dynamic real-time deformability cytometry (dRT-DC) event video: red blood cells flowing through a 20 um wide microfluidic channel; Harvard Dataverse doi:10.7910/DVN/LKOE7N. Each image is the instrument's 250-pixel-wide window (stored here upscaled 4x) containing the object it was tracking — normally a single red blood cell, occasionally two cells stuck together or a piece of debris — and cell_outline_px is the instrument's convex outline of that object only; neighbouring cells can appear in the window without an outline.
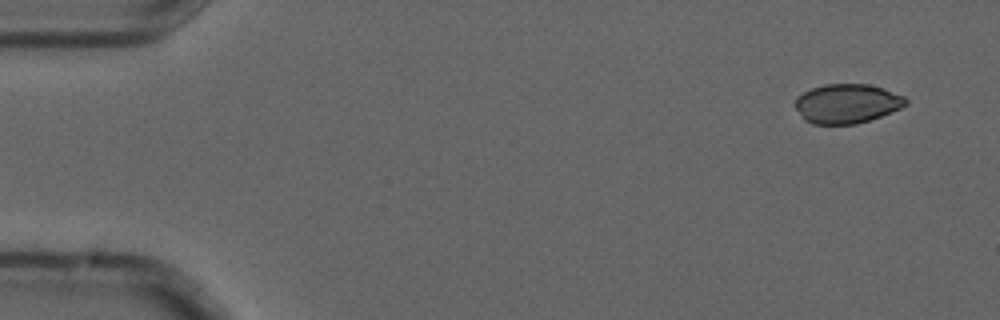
{"species": "common noctule bat (a hibernating species)", "species_latin": "Nyctalus noctula", "temperature_condition": "cold", "stored_images_in_passage": 8, "camera_frame_rate_fps": 3000, "um_per_image_px": 0.085, "animal": {"sex": "male", "forearm_length_mm": 52.5}, "frame": {"image": 1, "passage_image": 1, "time_ms": 0.0, "image_size_px": [1000, 320], "cell_outline_px": [[908, 104], [900, 108], [880, 116], [856, 124], [812, 124], [804, 120], [796, 108], [796, 96], [812, 88], [824, 84], [868, 84], [884, 88], [904, 96], [908, 100]], "centroid_in_image_um": [71.99, 8.8], "position_along_channel_um": 13.0, "area_um2": 25.32}}
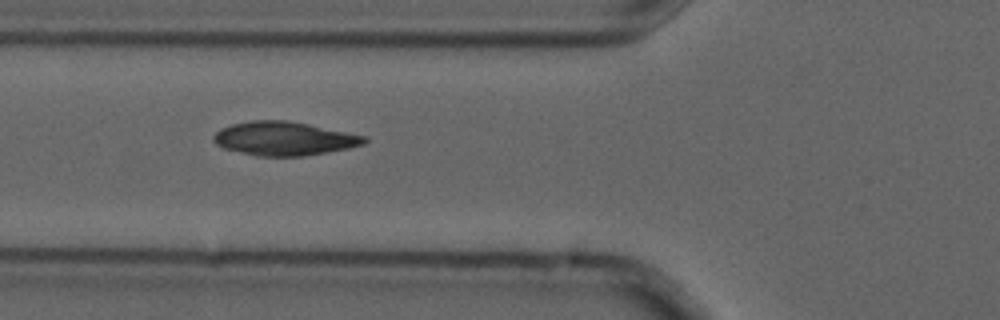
{"frame": {"image": 2, "passage_image": 6, "time_ms": 1.667, "image_size_px": [1000, 320], "cell_outline_px": [[368, 140], [364, 144], [348, 148], [328, 152], [304, 156], [256, 156], [224, 148], [216, 144], [212, 140], [212, 136], [220, 128], [232, 124], [252, 120], [288, 120], [368, 136]], "centroid_in_image_um": [24.15, 11.77], "position_along_channel_um": 101.7, "area_um2": 29.77}}
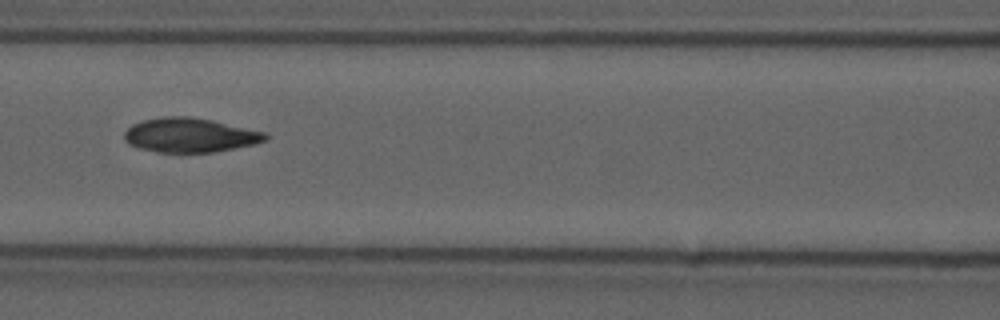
{"frame": {"image": 3, "passage_image": 7, "time_ms": 2.0, "image_size_px": [1000, 320], "cell_outline_px": [[268, 140], [252, 144], [212, 152], [156, 152], [140, 148], [128, 144], [124, 140], [124, 132], [132, 124], [144, 120], [164, 116], [188, 116], [212, 120], [264, 132], [268, 136]], "centroid_in_image_um": [16.1, 11.48], "position_along_channel_um": 150.5, "area_um2": 27.98}}